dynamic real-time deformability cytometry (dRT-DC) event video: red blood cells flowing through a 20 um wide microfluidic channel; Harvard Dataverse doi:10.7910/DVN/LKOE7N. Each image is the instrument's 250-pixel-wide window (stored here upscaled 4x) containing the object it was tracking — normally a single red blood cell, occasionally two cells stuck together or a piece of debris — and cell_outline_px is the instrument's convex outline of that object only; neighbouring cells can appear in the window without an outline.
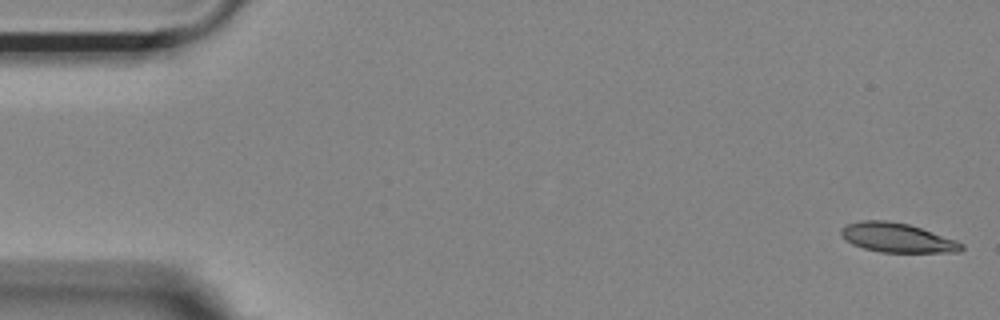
{"species": "Egyptian fruit bat (a non-hibernating species)", "species_latin": "Rousettus aegyptiacus", "temperature_condition": "room temperature", "stored_images_in_passage": 54, "camera_frame_rate_fps": 3000, "um_per_image_px": 0.085, "animal": {"sex": "female"}, "frame": {"image": 1, "passage_image": 1, "time_ms": 0.0, "image_size_px": [1000, 320], "cell_outline_px": [[964, 248], [960, 252], [880, 252], [864, 248], [852, 244], [844, 240], [840, 236], [840, 228], [848, 224], [860, 220], [888, 220], [908, 224], [956, 240], [964, 244]], "centroid_in_image_um": [76.22, 20.2], "position_along_channel_um": 8.8, "area_um2": 20.63}}
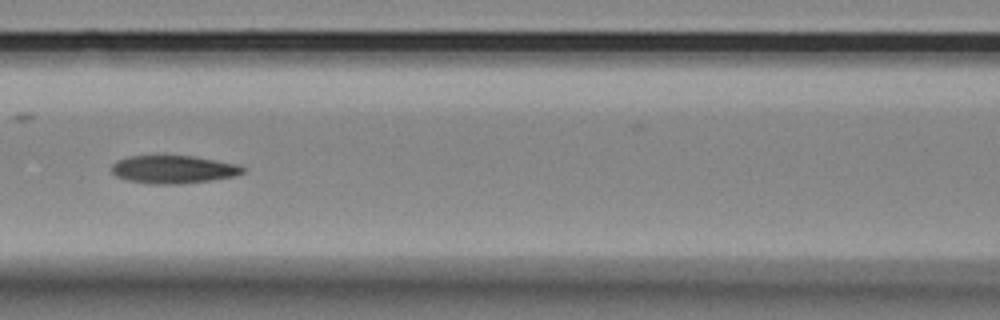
{"frame": {"image": 2, "passage_image": 23, "time_ms": 7.333, "image_size_px": [1000, 320], "cell_outline_px": [[244, 172], [232, 176], [208, 180], [176, 184], [148, 184], [124, 180], [116, 176], [112, 172], [112, 164], [116, 160], [128, 156], [192, 156], [240, 164], [244, 168]], "centroid_in_image_um": [14.68, 14.4], "position_along_channel_um": 151.9, "area_um2": 21.33}}
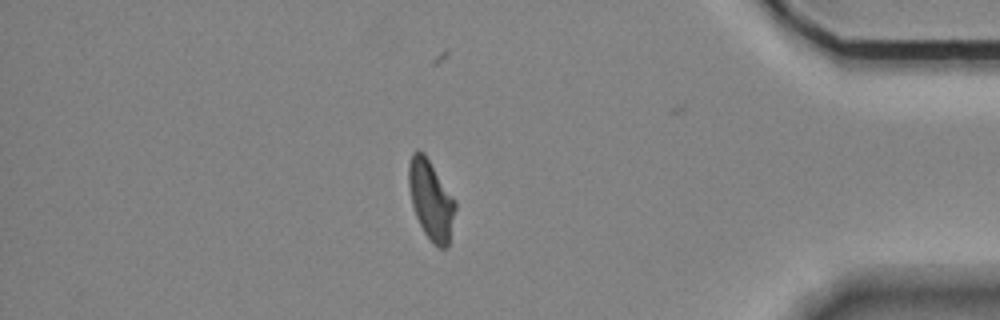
{"frame": {"image": 3, "passage_image": 46, "time_ms": 15.0, "image_size_px": [1000, 320], "cell_outline_px": [[456, 208], [448, 248], [440, 248], [432, 244], [424, 232], [416, 216], [412, 204], [408, 184], [408, 164], [412, 152], [424, 152], [456, 200]], "centroid_in_image_um": [36.64, 17.01], "position_along_channel_um": 398.6, "area_um2": 21.68}, "authors_computed_cell_mechanics": {"area_um2": 21.5016, "velocity_mm_per_s": 3.6776, "shape_relaxation_time_tau1_ms": null, "shape_relaxation_time_tau2_ms": 4.527, "deformation_change_tau1": null, "deformation_change_tau2": 0.1172}}